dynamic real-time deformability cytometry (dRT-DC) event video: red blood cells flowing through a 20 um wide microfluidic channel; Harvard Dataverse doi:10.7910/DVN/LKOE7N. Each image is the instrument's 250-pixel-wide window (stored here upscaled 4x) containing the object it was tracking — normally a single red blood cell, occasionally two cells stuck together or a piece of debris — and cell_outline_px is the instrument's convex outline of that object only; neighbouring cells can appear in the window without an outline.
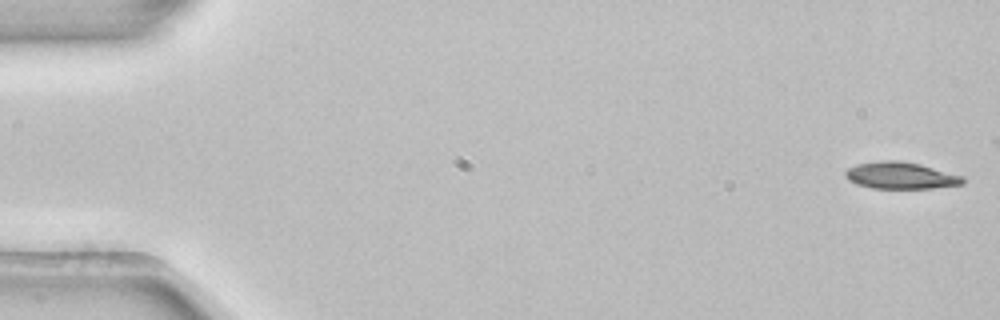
{"species": "common noctule bat (a hibernating species)", "species_latin": "Nyctalus noctula", "temperature_condition": "room temperature", "stored_images_in_passage": 4, "camera_frame_rate_fps": 3000, "um_per_image_px": 0.085, "animal": {"sex": "female", "body_mass_g": 22.7, "forearm_length_mm": 54.2}, "frame": {"image": 1, "passage_image": 1, "time_ms": 0.0, "image_size_px": [1000, 320], "cell_outline_px": [[964, 184], [932, 188], [872, 188], [856, 184], [848, 180], [844, 176], [844, 172], [848, 168], [856, 164], [880, 160], [896, 160], [920, 164], [964, 176]], "centroid_in_image_um": [76.53, 14.91], "position_along_channel_um": 8.5, "area_um2": 18.44}}
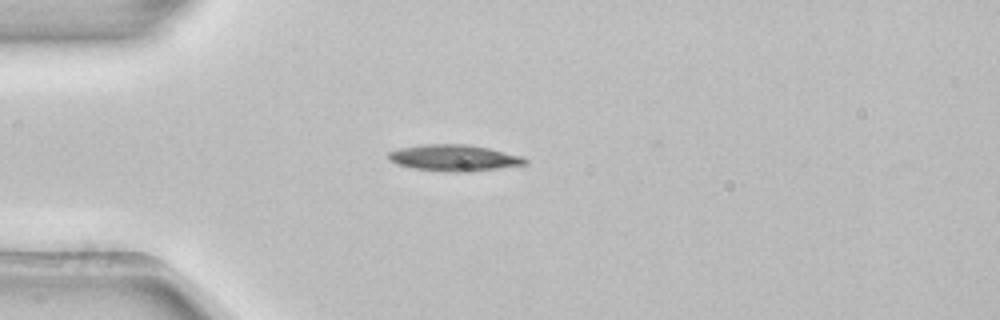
{"frame": {"image": 2, "passage_image": 4, "time_ms": 1.0, "image_size_px": [1000, 320], "cell_outline_px": [[528, 164], [496, 168], [460, 172], [444, 172], [412, 168], [396, 164], [388, 156], [388, 152], [400, 148], [424, 144], [468, 144], [488, 148], [524, 156], [528, 160]], "centroid_in_image_um": [38.61, 13.41], "position_along_channel_um": 46.4, "area_um2": 20.92}}